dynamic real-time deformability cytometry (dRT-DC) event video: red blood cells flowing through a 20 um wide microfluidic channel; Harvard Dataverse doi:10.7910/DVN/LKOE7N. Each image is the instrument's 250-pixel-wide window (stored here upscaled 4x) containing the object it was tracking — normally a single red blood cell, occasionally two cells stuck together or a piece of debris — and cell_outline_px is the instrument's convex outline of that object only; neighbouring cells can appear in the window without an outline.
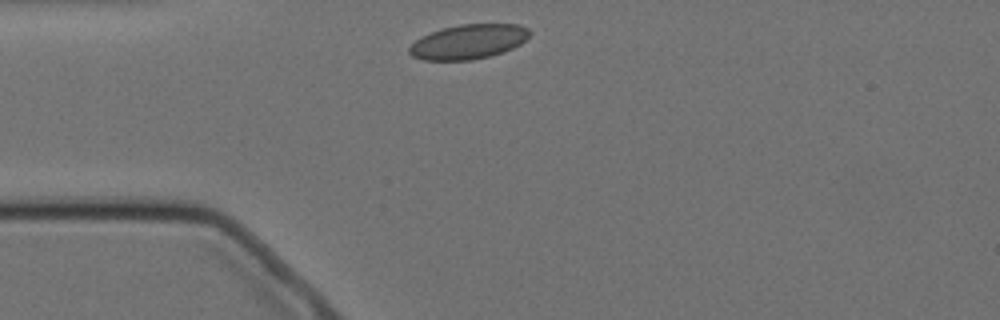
{"species": "Egyptian fruit bat (a non-hibernating species)", "species_latin": "Rousettus aegyptiacus", "temperature_condition": "cold", "stored_images_in_passage": 5, "camera_frame_rate_fps": 3000, "um_per_image_px": 0.085, "animal": {"sex": "female"}, "frame": {"image": 1, "passage_image": 1, "time_ms": 0.0, "image_size_px": [1000, 320], "cell_outline_px": [[532, 32], [520, 44], [504, 52], [472, 60], [424, 60], [412, 56], [408, 52], [408, 48], [416, 40], [432, 32], [444, 28], [460, 24], [520, 24], [528, 28]], "centroid_in_image_um": [39.84, 3.54], "position_along_channel_um": 45.2, "area_um2": 24.1}}
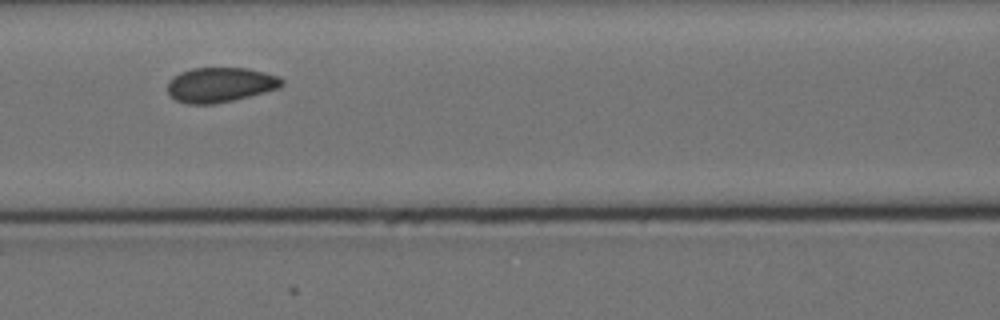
{"frame": {"image": 2, "passage_image": 4, "time_ms": 3.333, "image_size_px": [1000, 320], "cell_outline_px": [[284, 84], [280, 88], [216, 104], [188, 104], [176, 100], [168, 92], [168, 80], [172, 76], [180, 72], [192, 68], [248, 68], [280, 76], [284, 80]], "centroid_in_image_um": [18.73, 7.2], "position_along_channel_um": 147.9, "area_um2": 23.29}}
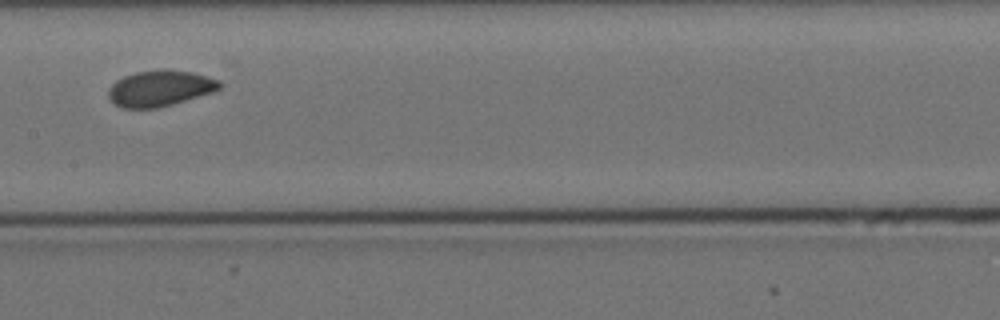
{"frame": {"image": 3, "passage_image": 5, "time_ms": 4.667, "image_size_px": [1000, 320], "cell_outline_px": [[224, 84], [220, 88], [212, 92], [172, 104], [156, 108], [124, 108], [116, 104], [108, 96], [108, 92], [112, 84], [116, 80], [124, 76], [136, 72], [164, 68], [192, 72], [220, 80]], "centroid_in_image_um": [13.62, 7.49], "position_along_channel_um": 193.8, "area_um2": 23.24}}